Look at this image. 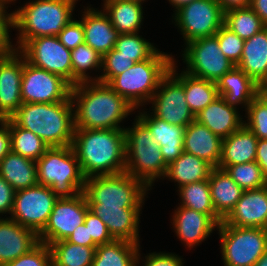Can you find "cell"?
<instances>
[{
	"label": "cell",
	"instance_id": "51",
	"mask_svg": "<svg viewBox=\"0 0 267 266\" xmlns=\"http://www.w3.org/2000/svg\"><path fill=\"white\" fill-rule=\"evenodd\" d=\"M11 151L10 118L0 119V161Z\"/></svg>",
	"mask_w": 267,
	"mask_h": 266
},
{
	"label": "cell",
	"instance_id": "54",
	"mask_svg": "<svg viewBox=\"0 0 267 266\" xmlns=\"http://www.w3.org/2000/svg\"><path fill=\"white\" fill-rule=\"evenodd\" d=\"M250 8L259 16L267 26V0H251Z\"/></svg>",
	"mask_w": 267,
	"mask_h": 266
},
{
	"label": "cell",
	"instance_id": "38",
	"mask_svg": "<svg viewBox=\"0 0 267 266\" xmlns=\"http://www.w3.org/2000/svg\"><path fill=\"white\" fill-rule=\"evenodd\" d=\"M224 25L244 41L266 26L250 7L225 12Z\"/></svg>",
	"mask_w": 267,
	"mask_h": 266
},
{
	"label": "cell",
	"instance_id": "32",
	"mask_svg": "<svg viewBox=\"0 0 267 266\" xmlns=\"http://www.w3.org/2000/svg\"><path fill=\"white\" fill-rule=\"evenodd\" d=\"M140 244L126 240H113L96 248L91 266H139Z\"/></svg>",
	"mask_w": 267,
	"mask_h": 266
},
{
	"label": "cell",
	"instance_id": "20",
	"mask_svg": "<svg viewBox=\"0 0 267 266\" xmlns=\"http://www.w3.org/2000/svg\"><path fill=\"white\" fill-rule=\"evenodd\" d=\"M138 112L136 117L149 129L154 142L160 146L165 163L169 165L183 153L185 127L169 124L144 109Z\"/></svg>",
	"mask_w": 267,
	"mask_h": 266
},
{
	"label": "cell",
	"instance_id": "46",
	"mask_svg": "<svg viewBox=\"0 0 267 266\" xmlns=\"http://www.w3.org/2000/svg\"><path fill=\"white\" fill-rule=\"evenodd\" d=\"M59 41L69 50L85 42L82 21L73 18L57 35Z\"/></svg>",
	"mask_w": 267,
	"mask_h": 266
},
{
	"label": "cell",
	"instance_id": "44",
	"mask_svg": "<svg viewBox=\"0 0 267 266\" xmlns=\"http://www.w3.org/2000/svg\"><path fill=\"white\" fill-rule=\"evenodd\" d=\"M51 264L52 255L50 247L45 243L39 242L28 253L3 266H50Z\"/></svg>",
	"mask_w": 267,
	"mask_h": 266
},
{
	"label": "cell",
	"instance_id": "58",
	"mask_svg": "<svg viewBox=\"0 0 267 266\" xmlns=\"http://www.w3.org/2000/svg\"><path fill=\"white\" fill-rule=\"evenodd\" d=\"M261 93L267 98V81L261 86Z\"/></svg>",
	"mask_w": 267,
	"mask_h": 266
},
{
	"label": "cell",
	"instance_id": "55",
	"mask_svg": "<svg viewBox=\"0 0 267 266\" xmlns=\"http://www.w3.org/2000/svg\"><path fill=\"white\" fill-rule=\"evenodd\" d=\"M169 1V4L172 5V7L174 8L173 11L174 13L180 9L181 7L191 3L192 1L194 0H168Z\"/></svg>",
	"mask_w": 267,
	"mask_h": 266
},
{
	"label": "cell",
	"instance_id": "17",
	"mask_svg": "<svg viewBox=\"0 0 267 266\" xmlns=\"http://www.w3.org/2000/svg\"><path fill=\"white\" fill-rule=\"evenodd\" d=\"M172 214L175 235L189 249L204 242L223 221L218 215H207L180 205Z\"/></svg>",
	"mask_w": 267,
	"mask_h": 266
},
{
	"label": "cell",
	"instance_id": "7",
	"mask_svg": "<svg viewBox=\"0 0 267 266\" xmlns=\"http://www.w3.org/2000/svg\"><path fill=\"white\" fill-rule=\"evenodd\" d=\"M132 124V127L124 128L125 172L139 179L152 190L157 179H164L168 165L149 129L136 116Z\"/></svg>",
	"mask_w": 267,
	"mask_h": 266
},
{
	"label": "cell",
	"instance_id": "5",
	"mask_svg": "<svg viewBox=\"0 0 267 266\" xmlns=\"http://www.w3.org/2000/svg\"><path fill=\"white\" fill-rule=\"evenodd\" d=\"M78 0H30L13 11V30H17L16 50L30 39L57 36L73 19Z\"/></svg>",
	"mask_w": 267,
	"mask_h": 266
},
{
	"label": "cell",
	"instance_id": "56",
	"mask_svg": "<svg viewBox=\"0 0 267 266\" xmlns=\"http://www.w3.org/2000/svg\"><path fill=\"white\" fill-rule=\"evenodd\" d=\"M253 266H267V250Z\"/></svg>",
	"mask_w": 267,
	"mask_h": 266
},
{
	"label": "cell",
	"instance_id": "47",
	"mask_svg": "<svg viewBox=\"0 0 267 266\" xmlns=\"http://www.w3.org/2000/svg\"><path fill=\"white\" fill-rule=\"evenodd\" d=\"M84 224L88 227L89 237L99 246L112 242L114 239L109 234L106 224L96 216L91 210L85 215Z\"/></svg>",
	"mask_w": 267,
	"mask_h": 266
},
{
	"label": "cell",
	"instance_id": "11",
	"mask_svg": "<svg viewBox=\"0 0 267 266\" xmlns=\"http://www.w3.org/2000/svg\"><path fill=\"white\" fill-rule=\"evenodd\" d=\"M184 46L181 56L186 69L183 71L191 76L216 83L235 66L222 53L215 36L196 39Z\"/></svg>",
	"mask_w": 267,
	"mask_h": 266
},
{
	"label": "cell",
	"instance_id": "2",
	"mask_svg": "<svg viewBox=\"0 0 267 266\" xmlns=\"http://www.w3.org/2000/svg\"><path fill=\"white\" fill-rule=\"evenodd\" d=\"M71 100L75 129H124L121 122L136 110L109 84L100 81L72 86Z\"/></svg>",
	"mask_w": 267,
	"mask_h": 266
},
{
	"label": "cell",
	"instance_id": "41",
	"mask_svg": "<svg viewBox=\"0 0 267 266\" xmlns=\"http://www.w3.org/2000/svg\"><path fill=\"white\" fill-rule=\"evenodd\" d=\"M244 125L258 139H267V98L260 92L248 105Z\"/></svg>",
	"mask_w": 267,
	"mask_h": 266
},
{
	"label": "cell",
	"instance_id": "39",
	"mask_svg": "<svg viewBox=\"0 0 267 266\" xmlns=\"http://www.w3.org/2000/svg\"><path fill=\"white\" fill-rule=\"evenodd\" d=\"M139 33L119 34L114 47L120 55L130 58L135 63L149 59L158 50Z\"/></svg>",
	"mask_w": 267,
	"mask_h": 266
},
{
	"label": "cell",
	"instance_id": "42",
	"mask_svg": "<svg viewBox=\"0 0 267 266\" xmlns=\"http://www.w3.org/2000/svg\"><path fill=\"white\" fill-rule=\"evenodd\" d=\"M135 62L128 57L120 55L114 48L102 56L101 74L99 81L108 84L115 76L123 73Z\"/></svg>",
	"mask_w": 267,
	"mask_h": 266
},
{
	"label": "cell",
	"instance_id": "57",
	"mask_svg": "<svg viewBox=\"0 0 267 266\" xmlns=\"http://www.w3.org/2000/svg\"><path fill=\"white\" fill-rule=\"evenodd\" d=\"M16 0H0V6L8 8L9 4L13 3Z\"/></svg>",
	"mask_w": 267,
	"mask_h": 266
},
{
	"label": "cell",
	"instance_id": "9",
	"mask_svg": "<svg viewBox=\"0 0 267 266\" xmlns=\"http://www.w3.org/2000/svg\"><path fill=\"white\" fill-rule=\"evenodd\" d=\"M224 266H253L267 250V229L218 226Z\"/></svg>",
	"mask_w": 267,
	"mask_h": 266
},
{
	"label": "cell",
	"instance_id": "29",
	"mask_svg": "<svg viewBox=\"0 0 267 266\" xmlns=\"http://www.w3.org/2000/svg\"><path fill=\"white\" fill-rule=\"evenodd\" d=\"M101 8L120 33H138L144 21L143 3L135 0H103Z\"/></svg>",
	"mask_w": 267,
	"mask_h": 266
},
{
	"label": "cell",
	"instance_id": "22",
	"mask_svg": "<svg viewBox=\"0 0 267 266\" xmlns=\"http://www.w3.org/2000/svg\"><path fill=\"white\" fill-rule=\"evenodd\" d=\"M84 8L81 21L85 43L103 56L115 47L120 33L113 27L103 9L97 10L91 6Z\"/></svg>",
	"mask_w": 267,
	"mask_h": 266
},
{
	"label": "cell",
	"instance_id": "6",
	"mask_svg": "<svg viewBox=\"0 0 267 266\" xmlns=\"http://www.w3.org/2000/svg\"><path fill=\"white\" fill-rule=\"evenodd\" d=\"M173 62L172 53L167 54L158 49L149 59L136 62L108 84L133 107L140 109L148 105Z\"/></svg>",
	"mask_w": 267,
	"mask_h": 266
},
{
	"label": "cell",
	"instance_id": "1",
	"mask_svg": "<svg viewBox=\"0 0 267 266\" xmlns=\"http://www.w3.org/2000/svg\"><path fill=\"white\" fill-rule=\"evenodd\" d=\"M150 189L127 172L85 178L89 210L106 224L114 240L140 243V214Z\"/></svg>",
	"mask_w": 267,
	"mask_h": 266
},
{
	"label": "cell",
	"instance_id": "50",
	"mask_svg": "<svg viewBox=\"0 0 267 266\" xmlns=\"http://www.w3.org/2000/svg\"><path fill=\"white\" fill-rule=\"evenodd\" d=\"M66 241L82 246L97 247L92 237H89L88 227L84 223L78 225L73 233L67 237Z\"/></svg>",
	"mask_w": 267,
	"mask_h": 266
},
{
	"label": "cell",
	"instance_id": "14",
	"mask_svg": "<svg viewBox=\"0 0 267 266\" xmlns=\"http://www.w3.org/2000/svg\"><path fill=\"white\" fill-rule=\"evenodd\" d=\"M152 104L151 113L169 124L187 127L195 120L187 105L184 84L169 70L160 80L158 89L148 102Z\"/></svg>",
	"mask_w": 267,
	"mask_h": 266
},
{
	"label": "cell",
	"instance_id": "18",
	"mask_svg": "<svg viewBox=\"0 0 267 266\" xmlns=\"http://www.w3.org/2000/svg\"><path fill=\"white\" fill-rule=\"evenodd\" d=\"M23 54L19 50L0 58V119L9 118L22 104Z\"/></svg>",
	"mask_w": 267,
	"mask_h": 266
},
{
	"label": "cell",
	"instance_id": "36",
	"mask_svg": "<svg viewBox=\"0 0 267 266\" xmlns=\"http://www.w3.org/2000/svg\"><path fill=\"white\" fill-rule=\"evenodd\" d=\"M180 206L187 207L207 215H217L211 199L208 180L190 183L178 188Z\"/></svg>",
	"mask_w": 267,
	"mask_h": 266
},
{
	"label": "cell",
	"instance_id": "31",
	"mask_svg": "<svg viewBox=\"0 0 267 266\" xmlns=\"http://www.w3.org/2000/svg\"><path fill=\"white\" fill-rule=\"evenodd\" d=\"M2 176L15 191L26 189L38 184L36 161L10 151L0 161Z\"/></svg>",
	"mask_w": 267,
	"mask_h": 266
},
{
	"label": "cell",
	"instance_id": "33",
	"mask_svg": "<svg viewBox=\"0 0 267 266\" xmlns=\"http://www.w3.org/2000/svg\"><path fill=\"white\" fill-rule=\"evenodd\" d=\"M213 167L193 154L183 153L168 165L166 178L168 181L177 182V188L195 182L208 180Z\"/></svg>",
	"mask_w": 267,
	"mask_h": 266
},
{
	"label": "cell",
	"instance_id": "43",
	"mask_svg": "<svg viewBox=\"0 0 267 266\" xmlns=\"http://www.w3.org/2000/svg\"><path fill=\"white\" fill-rule=\"evenodd\" d=\"M222 53L235 65L240 62L245 41L223 25L214 35Z\"/></svg>",
	"mask_w": 267,
	"mask_h": 266
},
{
	"label": "cell",
	"instance_id": "19",
	"mask_svg": "<svg viewBox=\"0 0 267 266\" xmlns=\"http://www.w3.org/2000/svg\"><path fill=\"white\" fill-rule=\"evenodd\" d=\"M223 222L234 227L267 229V186L243 191Z\"/></svg>",
	"mask_w": 267,
	"mask_h": 266
},
{
	"label": "cell",
	"instance_id": "34",
	"mask_svg": "<svg viewBox=\"0 0 267 266\" xmlns=\"http://www.w3.org/2000/svg\"><path fill=\"white\" fill-rule=\"evenodd\" d=\"M54 266H91L97 247H88L66 240L49 245Z\"/></svg>",
	"mask_w": 267,
	"mask_h": 266
},
{
	"label": "cell",
	"instance_id": "27",
	"mask_svg": "<svg viewBox=\"0 0 267 266\" xmlns=\"http://www.w3.org/2000/svg\"><path fill=\"white\" fill-rule=\"evenodd\" d=\"M237 66L259 86L267 81V26L245 40Z\"/></svg>",
	"mask_w": 267,
	"mask_h": 266
},
{
	"label": "cell",
	"instance_id": "24",
	"mask_svg": "<svg viewBox=\"0 0 267 266\" xmlns=\"http://www.w3.org/2000/svg\"><path fill=\"white\" fill-rule=\"evenodd\" d=\"M222 141L221 137L194 120L185 128L183 151L203 159L215 168L219 165Z\"/></svg>",
	"mask_w": 267,
	"mask_h": 266
},
{
	"label": "cell",
	"instance_id": "21",
	"mask_svg": "<svg viewBox=\"0 0 267 266\" xmlns=\"http://www.w3.org/2000/svg\"><path fill=\"white\" fill-rule=\"evenodd\" d=\"M38 243V235L33 230L8 217H0V266L28 253Z\"/></svg>",
	"mask_w": 267,
	"mask_h": 266
},
{
	"label": "cell",
	"instance_id": "25",
	"mask_svg": "<svg viewBox=\"0 0 267 266\" xmlns=\"http://www.w3.org/2000/svg\"><path fill=\"white\" fill-rule=\"evenodd\" d=\"M195 120L222 139L237 131L244 124L239 108L229 106L221 96L200 111L195 116Z\"/></svg>",
	"mask_w": 267,
	"mask_h": 266
},
{
	"label": "cell",
	"instance_id": "59",
	"mask_svg": "<svg viewBox=\"0 0 267 266\" xmlns=\"http://www.w3.org/2000/svg\"><path fill=\"white\" fill-rule=\"evenodd\" d=\"M135 1H139V2L144 3V2H146L147 0H135Z\"/></svg>",
	"mask_w": 267,
	"mask_h": 266
},
{
	"label": "cell",
	"instance_id": "8",
	"mask_svg": "<svg viewBox=\"0 0 267 266\" xmlns=\"http://www.w3.org/2000/svg\"><path fill=\"white\" fill-rule=\"evenodd\" d=\"M38 184L58 198H73L84 191L85 177L72 147H49L36 161Z\"/></svg>",
	"mask_w": 267,
	"mask_h": 266
},
{
	"label": "cell",
	"instance_id": "35",
	"mask_svg": "<svg viewBox=\"0 0 267 266\" xmlns=\"http://www.w3.org/2000/svg\"><path fill=\"white\" fill-rule=\"evenodd\" d=\"M71 62L73 70V86L78 83L99 81V76H90L91 72H101L102 55L88 46L85 42L71 50ZM100 70V71H99Z\"/></svg>",
	"mask_w": 267,
	"mask_h": 266
},
{
	"label": "cell",
	"instance_id": "48",
	"mask_svg": "<svg viewBox=\"0 0 267 266\" xmlns=\"http://www.w3.org/2000/svg\"><path fill=\"white\" fill-rule=\"evenodd\" d=\"M182 256L171 252H151L145 256L141 266H184Z\"/></svg>",
	"mask_w": 267,
	"mask_h": 266
},
{
	"label": "cell",
	"instance_id": "12",
	"mask_svg": "<svg viewBox=\"0 0 267 266\" xmlns=\"http://www.w3.org/2000/svg\"><path fill=\"white\" fill-rule=\"evenodd\" d=\"M57 199L50 187L41 184L15 191L13 210L8 218L39 235L47 225Z\"/></svg>",
	"mask_w": 267,
	"mask_h": 266
},
{
	"label": "cell",
	"instance_id": "45",
	"mask_svg": "<svg viewBox=\"0 0 267 266\" xmlns=\"http://www.w3.org/2000/svg\"><path fill=\"white\" fill-rule=\"evenodd\" d=\"M7 9L0 6V58L16 50L13 41H11V33H9L14 28L13 11L8 13Z\"/></svg>",
	"mask_w": 267,
	"mask_h": 266
},
{
	"label": "cell",
	"instance_id": "15",
	"mask_svg": "<svg viewBox=\"0 0 267 266\" xmlns=\"http://www.w3.org/2000/svg\"><path fill=\"white\" fill-rule=\"evenodd\" d=\"M19 51L31 65L59 75L73 86L71 50L57 36L30 39Z\"/></svg>",
	"mask_w": 267,
	"mask_h": 266
},
{
	"label": "cell",
	"instance_id": "13",
	"mask_svg": "<svg viewBox=\"0 0 267 266\" xmlns=\"http://www.w3.org/2000/svg\"><path fill=\"white\" fill-rule=\"evenodd\" d=\"M72 85L63 77L37 68L23 55L21 99L23 103H56L71 100Z\"/></svg>",
	"mask_w": 267,
	"mask_h": 266
},
{
	"label": "cell",
	"instance_id": "53",
	"mask_svg": "<svg viewBox=\"0 0 267 266\" xmlns=\"http://www.w3.org/2000/svg\"><path fill=\"white\" fill-rule=\"evenodd\" d=\"M223 12H227L232 9L247 8L250 7L251 0H216Z\"/></svg>",
	"mask_w": 267,
	"mask_h": 266
},
{
	"label": "cell",
	"instance_id": "16",
	"mask_svg": "<svg viewBox=\"0 0 267 266\" xmlns=\"http://www.w3.org/2000/svg\"><path fill=\"white\" fill-rule=\"evenodd\" d=\"M88 210L84 192L73 198H58L47 225L38 235L39 242L49 246L51 243L66 240L78 225L84 223Z\"/></svg>",
	"mask_w": 267,
	"mask_h": 266
},
{
	"label": "cell",
	"instance_id": "23",
	"mask_svg": "<svg viewBox=\"0 0 267 266\" xmlns=\"http://www.w3.org/2000/svg\"><path fill=\"white\" fill-rule=\"evenodd\" d=\"M216 85L219 96L226 104L235 108L241 105L245 112L251 101L261 92V86L237 65L224 74Z\"/></svg>",
	"mask_w": 267,
	"mask_h": 266
},
{
	"label": "cell",
	"instance_id": "26",
	"mask_svg": "<svg viewBox=\"0 0 267 266\" xmlns=\"http://www.w3.org/2000/svg\"><path fill=\"white\" fill-rule=\"evenodd\" d=\"M258 138L244 124L222 141L218 168L255 161Z\"/></svg>",
	"mask_w": 267,
	"mask_h": 266
},
{
	"label": "cell",
	"instance_id": "40",
	"mask_svg": "<svg viewBox=\"0 0 267 266\" xmlns=\"http://www.w3.org/2000/svg\"><path fill=\"white\" fill-rule=\"evenodd\" d=\"M225 170L244 191L267 186V178L256 161L231 165Z\"/></svg>",
	"mask_w": 267,
	"mask_h": 266
},
{
	"label": "cell",
	"instance_id": "52",
	"mask_svg": "<svg viewBox=\"0 0 267 266\" xmlns=\"http://www.w3.org/2000/svg\"><path fill=\"white\" fill-rule=\"evenodd\" d=\"M255 161L267 178V139H258Z\"/></svg>",
	"mask_w": 267,
	"mask_h": 266
},
{
	"label": "cell",
	"instance_id": "3",
	"mask_svg": "<svg viewBox=\"0 0 267 266\" xmlns=\"http://www.w3.org/2000/svg\"><path fill=\"white\" fill-rule=\"evenodd\" d=\"M72 147L85 178L125 172L124 129H74Z\"/></svg>",
	"mask_w": 267,
	"mask_h": 266
},
{
	"label": "cell",
	"instance_id": "30",
	"mask_svg": "<svg viewBox=\"0 0 267 266\" xmlns=\"http://www.w3.org/2000/svg\"><path fill=\"white\" fill-rule=\"evenodd\" d=\"M175 60L174 58L170 71L184 84L185 100L191 112L196 116L208 104L219 97L217 85L215 82L191 76L184 71L178 73V66L175 63L177 61Z\"/></svg>",
	"mask_w": 267,
	"mask_h": 266
},
{
	"label": "cell",
	"instance_id": "37",
	"mask_svg": "<svg viewBox=\"0 0 267 266\" xmlns=\"http://www.w3.org/2000/svg\"><path fill=\"white\" fill-rule=\"evenodd\" d=\"M11 151L37 161L49 146L32 131L17 126L10 119Z\"/></svg>",
	"mask_w": 267,
	"mask_h": 266
},
{
	"label": "cell",
	"instance_id": "28",
	"mask_svg": "<svg viewBox=\"0 0 267 266\" xmlns=\"http://www.w3.org/2000/svg\"><path fill=\"white\" fill-rule=\"evenodd\" d=\"M208 181L215 213L224 220L234 209L244 190L226 170L218 167L211 170Z\"/></svg>",
	"mask_w": 267,
	"mask_h": 266
},
{
	"label": "cell",
	"instance_id": "49",
	"mask_svg": "<svg viewBox=\"0 0 267 266\" xmlns=\"http://www.w3.org/2000/svg\"><path fill=\"white\" fill-rule=\"evenodd\" d=\"M14 195V188L0 176V216L7 213L11 215L14 204Z\"/></svg>",
	"mask_w": 267,
	"mask_h": 266
},
{
	"label": "cell",
	"instance_id": "10",
	"mask_svg": "<svg viewBox=\"0 0 267 266\" xmlns=\"http://www.w3.org/2000/svg\"><path fill=\"white\" fill-rule=\"evenodd\" d=\"M184 44L214 36L224 25V12L216 0H194L172 15Z\"/></svg>",
	"mask_w": 267,
	"mask_h": 266
},
{
	"label": "cell",
	"instance_id": "4",
	"mask_svg": "<svg viewBox=\"0 0 267 266\" xmlns=\"http://www.w3.org/2000/svg\"><path fill=\"white\" fill-rule=\"evenodd\" d=\"M9 118L17 126L32 131L49 147L70 146L73 143L72 101L23 103Z\"/></svg>",
	"mask_w": 267,
	"mask_h": 266
}]
</instances>
